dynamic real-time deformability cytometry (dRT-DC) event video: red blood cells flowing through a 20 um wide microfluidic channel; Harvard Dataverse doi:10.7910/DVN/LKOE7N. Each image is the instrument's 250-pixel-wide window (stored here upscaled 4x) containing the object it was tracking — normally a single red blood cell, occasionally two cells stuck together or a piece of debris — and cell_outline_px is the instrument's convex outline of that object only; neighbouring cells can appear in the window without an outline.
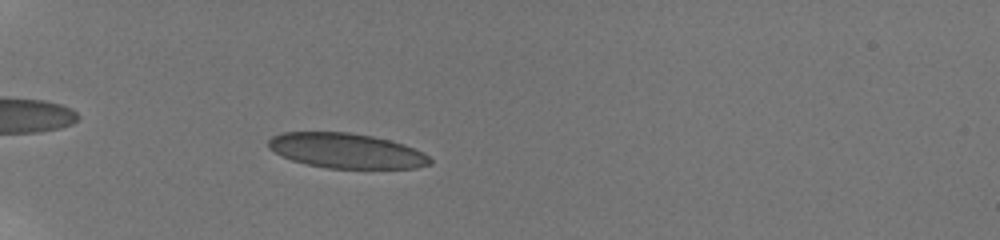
{"species": "human", "species_latin": "Homo sapiens", "temperature_condition": "room temperature", "stored_images_in_passage": 53, "camera_frame_rate_fps": 3000, "um_per_image_px": 0.085, "donor": {"sex": "male"}, "frame": {"image": 1, "passage_image": 16, "time_ms": 5.333, "image_size_px": [1000, 240], "cell_outline_px": [[432, 164], [416, 168], [328, 168], [308, 164], [292, 160], [268, 148], [268, 140], [272, 136], [284, 132], [348, 132], [372, 136], [404, 144], [428, 156], [432, 160]], "centroid_in_image_um": [29.43, 12.81], "position_along_channel_um": 55.6, "area_um2": 32.6}}
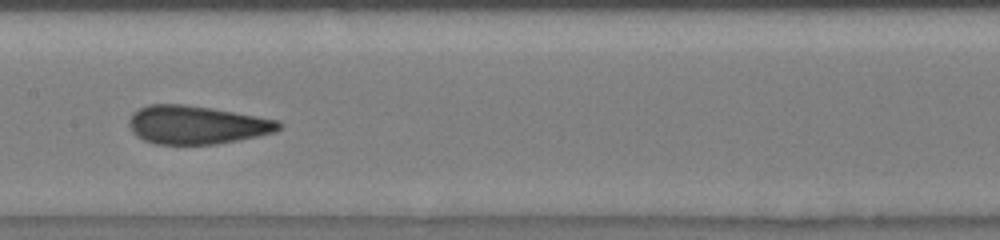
{"frame": {"image": 2, "passage_image": 29, "time_ms": 9.667, "image_size_px": [1000, 240], "cell_outline_px": [[284, 124], [276, 132], [216, 144], [156, 144], [144, 140], [136, 136], [132, 132], [128, 124], [128, 120], [132, 112], [148, 104], [184, 104], [212, 108], [280, 120]], "centroid_in_image_um": [16.7, 10.6], "position_along_channel_um": 190.7, "area_um2": 33.64}}
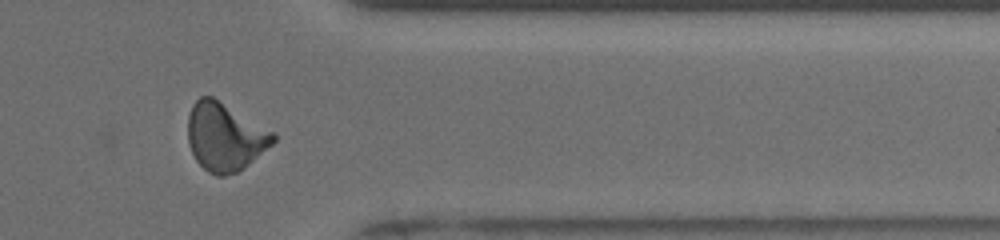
{"frame": {"image": 3, "passage_image": 45, "time_ms": 15.0, "image_size_px": [1000, 240], "cell_outline_px": [[276, 140], [272, 144], [248, 164], [236, 172], [224, 176], [216, 176], [208, 172], [196, 160], [188, 144], [188, 116], [192, 104], [200, 96], [212, 96], [276, 132]], "centroid_in_image_um": [19.12, 11.61], "position_along_channel_um": 392.3, "area_um2": 33.87}, "authors_computed_cell_mechanics": {"area_um2": 32.5992, "velocity_mm_per_s": 3.8614, "shape_relaxation_time_tau1_ms": 4.0335, "shape_relaxation_time_tau2_ms": 0.7498, "deformation_change_tau1": 0.1474, "deformation_change_tau2": 0.0781}}